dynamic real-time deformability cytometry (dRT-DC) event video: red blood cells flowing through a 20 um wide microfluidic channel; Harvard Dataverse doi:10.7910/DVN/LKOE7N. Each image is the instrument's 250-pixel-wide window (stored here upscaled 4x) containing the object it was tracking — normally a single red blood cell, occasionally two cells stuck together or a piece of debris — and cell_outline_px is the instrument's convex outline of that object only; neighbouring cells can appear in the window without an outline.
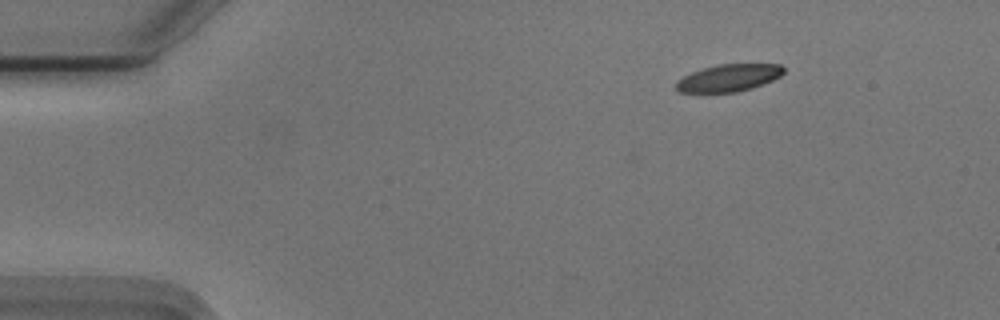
{"species": "Egyptian fruit bat (a non-hibernating species)", "species_latin": "Rousettus aegyptiacus", "temperature_condition": "cold", "stored_images_in_passage": 2, "camera_frame_rate_fps": 3000, "um_per_image_px": 0.085, "animal": {"sex": "male"}, "frame": {"image": 1, "passage_image": 2, "time_ms": 0.333, "image_size_px": [1000, 320], "cell_outline_px": [[784, 72], [780, 76], [764, 84], [752, 88], [736, 92], [680, 92], [676, 88], [676, 80], [692, 72], [716, 64], [780, 64], [784, 68]], "centroid_in_image_um": [61.95, 6.61], "position_along_channel_um": 23.0, "area_um2": 16.99}}